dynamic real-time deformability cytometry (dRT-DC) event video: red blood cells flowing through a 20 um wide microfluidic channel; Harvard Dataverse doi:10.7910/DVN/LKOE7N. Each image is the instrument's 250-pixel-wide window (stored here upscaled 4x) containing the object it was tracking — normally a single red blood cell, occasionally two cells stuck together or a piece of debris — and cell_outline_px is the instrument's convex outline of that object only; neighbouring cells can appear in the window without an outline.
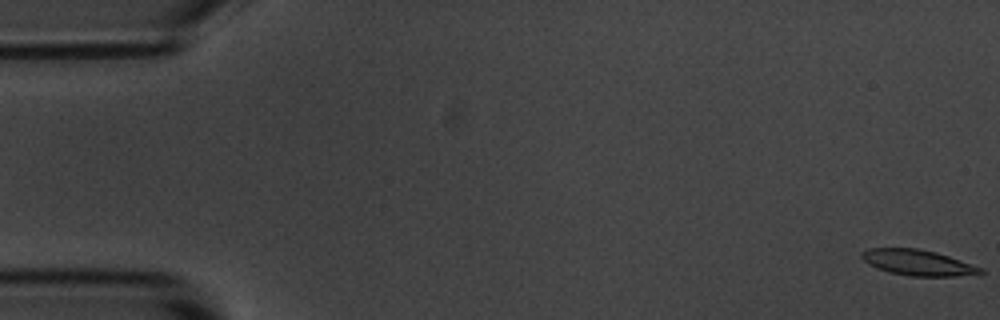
{"species": "common noctule bat (a hibernating species)", "species_latin": "Nyctalus noctula", "temperature_condition": "room temperature", "stored_images_in_passage": 5, "camera_frame_rate_fps": 3000, "um_per_image_px": 0.085, "animal": {"sex": "male", "body_mass_g": 20.1, "forearm_length_mm": 53.5}, "frame": {"image": 1, "passage_image": 1, "time_ms": 0.0, "image_size_px": [1000, 320], "cell_outline_px": [[984, 272], [956, 276], [912, 276], [888, 272], [876, 268], [868, 264], [860, 256], [860, 252], [868, 248], [916, 248], [936, 252], [984, 268]], "centroid_in_image_um": [77.97, 22.31], "position_along_channel_um": 7.0, "area_um2": 17.74}}
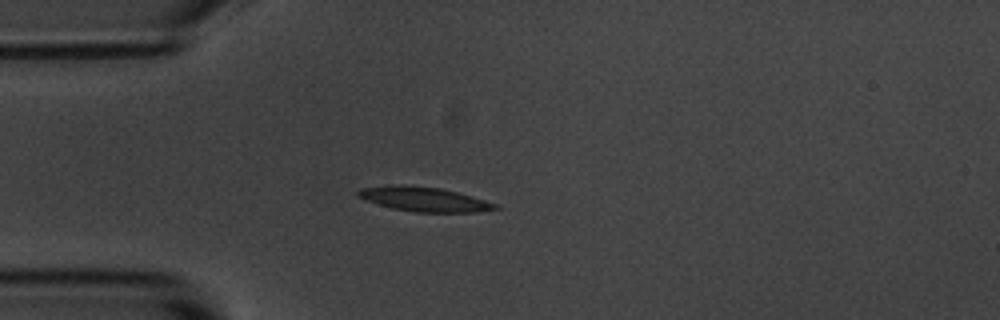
{"frame": {"image": 2, "passage_image": 5, "time_ms": 1.333, "image_size_px": [1000, 320], "cell_outline_px": [[500, 208], [476, 212], [416, 212], [392, 208], [356, 196], [356, 192], [360, 188], [392, 184], [404, 184], [440, 188], [456, 192], [484, 200], [496, 204]], "centroid_in_image_um": [36.0, 16.92], "position_along_channel_um": 49.0, "area_um2": 19.36}}